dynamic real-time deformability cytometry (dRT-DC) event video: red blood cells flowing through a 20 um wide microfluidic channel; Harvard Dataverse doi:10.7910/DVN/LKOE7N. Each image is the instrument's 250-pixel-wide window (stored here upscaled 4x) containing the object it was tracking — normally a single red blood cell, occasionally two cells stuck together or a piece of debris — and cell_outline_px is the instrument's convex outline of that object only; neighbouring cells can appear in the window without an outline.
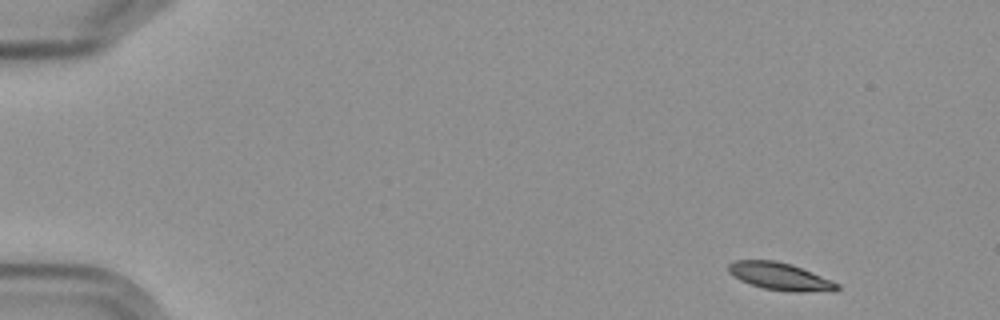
{"species": "Egyptian fruit bat (a non-hibernating species)", "species_latin": "Rousettus aegyptiacus", "temperature_condition": "cold", "stored_images_in_passage": 4, "camera_frame_rate_fps": 3000, "um_per_image_px": 0.085, "frame": {"image": 1, "passage_image": 1, "time_ms": 0.0, "image_size_px": [1000, 320], "cell_outline_px": [[840, 288], [836, 292], [792, 292], [764, 288], [740, 280], [728, 272], [728, 264], [732, 260], [776, 260], [792, 264], [832, 280], [840, 284]], "centroid_in_image_um": [66.36, 23.5], "position_along_channel_um": 18.6, "area_um2": 17.63}}